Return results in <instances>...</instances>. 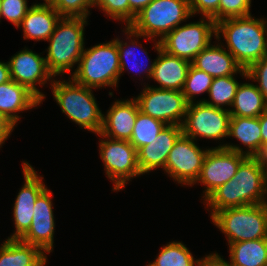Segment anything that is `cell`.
Segmentation results:
<instances>
[{
	"label": "cell",
	"instance_id": "ee69618b",
	"mask_svg": "<svg viewBox=\"0 0 267 266\" xmlns=\"http://www.w3.org/2000/svg\"><path fill=\"white\" fill-rule=\"evenodd\" d=\"M265 162H266V166H267V153L264 156Z\"/></svg>",
	"mask_w": 267,
	"mask_h": 266
},
{
	"label": "cell",
	"instance_id": "7a4b0ae2",
	"mask_svg": "<svg viewBox=\"0 0 267 266\" xmlns=\"http://www.w3.org/2000/svg\"><path fill=\"white\" fill-rule=\"evenodd\" d=\"M266 20L251 15L224 19L216 23V39L220 34L235 61L244 69L267 57Z\"/></svg>",
	"mask_w": 267,
	"mask_h": 266
},
{
	"label": "cell",
	"instance_id": "f1b7e54d",
	"mask_svg": "<svg viewBox=\"0 0 267 266\" xmlns=\"http://www.w3.org/2000/svg\"><path fill=\"white\" fill-rule=\"evenodd\" d=\"M197 261L186 245L180 241H173L162 247L154 262L149 264L152 266H195Z\"/></svg>",
	"mask_w": 267,
	"mask_h": 266
},
{
	"label": "cell",
	"instance_id": "ab89813d",
	"mask_svg": "<svg viewBox=\"0 0 267 266\" xmlns=\"http://www.w3.org/2000/svg\"><path fill=\"white\" fill-rule=\"evenodd\" d=\"M15 125L10 122L4 115L0 114V147L10 136V133L13 131Z\"/></svg>",
	"mask_w": 267,
	"mask_h": 266
},
{
	"label": "cell",
	"instance_id": "484cf974",
	"mask_svg": "<svg viewBox=\"0 0 267 266\" xmlns=\"http://www.w3.org/2000/svg\"><path fill=\"white\" fill-rule=\"evenodd\" d=\"M231 266H267V238L229 244Z\"/></svg>",
	"mask_w": 267,
	"mask_h": 266
},
{
	"label": "cell",
	"instance_id": "836d02e7",
	"mask_svg": "<svg viewBox=\"0 0 267 266\" xmlns=\"http://www.w3.org/2000/svg\"><path fill=\"white\" fill-rule=\"evenodd\" d=\"M31 7L27 6V0H1V18H6L17 28Z\"/></svg>",
	"mask_w": 267,
	"mask_h": 266
},
{
	"label": "cell",
	"instance_id": "9c48e42d",
	"mask_svg": "<svg viewBox=\"0 0 267 266\" xmlns=\"http://www.w3.org/2000/svg\"><path fill=\"white\" fill-rule=\"evenodd\" d=\"M99 144L100 157L104 162L107 177L114 183L113 190L120 191L131 178L142 175L138 166V155L135 147L125 140L105 137L101 133Z\"/></svg>",
	"mask_w": 267,
	"mask_h": 266
},
{
	"label": "cell",
	"instance_id": "4fadbf2b",
	"mask_svg": "<svg viewBox=\"0 0 267 266\" xmlns=\"http://www.w3.org/2000/svg\"><path fill=\"white\" fill-rule=\"evenodd\" d=\"M247 156L226 148H210L206 153L197 183L206 186L204 200L219 186L230 181L236 174L240 163Z\"/></svg>",
	"mask_w": 267,
	"mask_h": 266
},
{
	"label": "cell",
	"instance_id": "52a82bcc",
	"mask_svg": "<svg viewBox=\"0 0 267 266\" xmlns=\"http://www.w3.org/2000/svg\"><path fill=\"white\" fill-rule=\"evenodd\" d=\"M211 220L227 236L228 244L267 238V203L223 209Z\"/></svg>",
	"mask_w": 267,
	"mask_h": 266
},
{
	"label": "cell",
	"instance_id": "f35d334b",
	"mask_svg": "<svg viewBox=\"0 0 267 266\" xmlns=\"http://www.w3.org/2000/svg\"><path fill=\"white\" fill-rule=\"evenodd\" d=\"M129 1V25L134 21L136 15L150 4L153 0H128Z\"/></svg>",
	"mask_w": 267,
	"mask_h": 266
},
{
	"label": "cell",
	"instance_id": "30bf717a",
	"mask_svg": "<svg viewBox=\"0 0 267 266\" xmlns=\"http://www.w3.org/2000/svg\"><path fill=\"white\" fill-rule=\"evenodd\" d=\"M231 114L229 109L213 107L204 102L188 103L181 125L183 135L193 139H216L228 137Z\"/></svg>",
	"mask_w": 267,
	"mask_h": 266
},
{
	"label": "cell",
	"instance_id": "74e56055",
	"mask_svg": "<svg viewBox=\"0 0 267 266\" xmlns=\"http://www.w3.org/2000/svg\"><path fill=\"white\" fill-rule=\"evenodd\" d=\"M196 266H231L230 262L225 261L218 253L209 254L201 260L198 259Z\"/></svg>",
	"mask_w": 267,
	"mask_h": 266
},
{
	"label": "cell",
	"instance_id": "3957f363",
	"mask_svg": "<svg viewBox=\"0 0 267 266\" xmlns=\"http://www.w3.org/2000/svg\"><path fill=\"white\" fill-rule=\"evenodd\" d=\"M190 16L189 0H153L125 27L124 33L129 35L127 39L133 36L152 40L158 36L161 40Z\"/></svg>",
	"mask_w": 267,
	"mask_h": 266
},
{
	"label": "cell",
	"instance_id": "83f0119b",
	"mask_svg": "<svg viewBox=\"0 0 267 266\" xmlns=\"http://www.w3.org/2000/svg\"><path fill=\"white\" fill-rule=\"evenodd\" d=\"M239 85L240 83L235 80L234 75L213 78L208 93L211 98L210 101L204 99L200 102L218 108H223L225 105L231 107Z\"/></svg>",
	"mask_w": 267,
	"mask_h": 266
},
{
	"label": "cell",
	"instance_id": "6da1fadb",
	"mask_svg": "<svg viewBox=\"0 0 267 266\" xmlns=\"http://www.w3.org/2000/svg\"><path fill=\"white\" fill-rule=\"evenodd\" d=\"M267 166L264 157H246L235 176L219 186L204 201L215 212L227 208L267 203Z\"/></svg>",
	"mask_w": 267,
	"mask_h": 266
},
{
	"label": "cell",
	"instance_id": "d6986e66",
	"mask_svg": "<svg viewBox=\"0 0 267 266\" xmlns=\"http://www.w3.org/2000/svg\"><path fill=\"white\" fill-rule=\"evenodd\" d=\"M139 111V105L135 98L115 101L106 116L103 115L100 133L111 139L129 141Z\"/></svg>",
	"mask_w": 267,
	"mask_h": 266
},
{
	"label": "cell",
	"instance_id": "b9f144b4",
	"mask_svg": "<svg viewBox=\"0 0 267 266\" xmlns=\"http://www.w3.org/2000/svg\"><path fill=\"white\" fill-rule=\"evenodd\" d=\"M11 80L10 68L8 62L0 61V84Z\"/></svg>",
	"mask_w": 267,
	"mask_h": 266
},
{
	"label": "cell",
	"instance_id": "d6a6232c",
	"mask_svg": "<svg viewBox=\"0 0 267 266\" xmlns=\"http://www.w3.org/2000/svg\"><path fill=\"white\" fill-rule=\"evenodd\" d=\"M251 0H220L218 22L224 19L250 16Z\"/></svg>",
	"mask_w": 267,
	"mask_h": 266
},
{
	"label": "cell",
	"instance_id": "ac0fdd59",
	"mask_svg": "<svg viewBox=\"0 0 267 266\" xmlns=\"http://www.w3.org/2000/svg\"><path fill=\"white\" fill-rule=\"evenodd\" d=\"M182 134L181 126L166 125L150 144L141 147L137 151L138 166L141 174L148 173L159 167L164 170L168 154Z\"/></svg>",
	"mask_w": 267,
	"mask_h": 266
},
{
	"label": "cell",
	"instance_id": "7bdbcfd3",
	"mask_svg": "<svg viewBox=\"0 0 267 266\" xmlns=\"http://www.w3.org/2000/svg\"><path fill=\"white\" fill-rule=\"evenodd\" d=\"M45 3H42V5H53L56 0H44Z\"/></svg>",
	"mask_w": 267,
	"mask_h": 266
},
{
	"label": "cell",
	"instance_id": "f546056e",
	"mask_svg": "<svg viewBox=\"0 0 267 266\" xmlns=\"http://www.w3.org/2000/svg\"><path fill=\"white\" fill-rule=\"evenodd\" d=\"M213 77L202 70L195 68L192 64L189 67L187 78L182 93L188 103H192L193 98L201 93H209Z\"/></svg>",
	"mask_w": 267,
	"mask_h": 266
},
{
	"label": "cell",
	"instance_id": "e575fe53",
	"mask_svg": "<svg viewBox=\"0 0 267 266\" xmlns=\"http://www.w3.org/2000/svg\"><path fill=\"white\" fill-rule=\"evenodd\" d=\"M97 5L109 17L115 20L125 21L129 27V1L128 0H94Z\"/></svg>",
	"mask_w": 267,
	"mask_h": 266
},
{
	"label": "cell",
	"instance_id": "ba28073f",
	"mask_svg": "<svg viewBox=\"0 0 267 266\" xmlns=\"http://www.w3.org/2000/svg\"><path fill=\"white\" fill-rule=\"evenodd\" d=\"M213 34L216 36L215 21L210 17H204L197 23L176 27L160 42L162 49L167 53L192 62L197 54L211 44Z\"/></svg>",
	"mask_w": 267,
	"mask_h": 266
},
{
	"label": "cell",
	"instance_id": "ffe728a7",
	"mask_svg": "<svg viewBox=\"0 0 267 266\" xmlns=\"http://www.w3.org/2000/svg\"><path fill=\"white\" fill-rule=\"evenodd\" d=\"M191 64L209 74L213 78L222 76H232L236 73L247 79V71L242 68L230 54L219 44L208 45L199 54H197Z\"/></svg>",
	"mask_w": 267,
	"mask_h": 266
},
{
	"label": "cell",
	"instance_id": "f6af8a7d",
	"mask_svg": "<svg viewBox=\"0 0 267 266\" xmlns=\"http://www.w3.org/2000/svg\"><path fill=\"white\" fill-rule=\"evenodd\" d=\"M1 10H2V9H1V0H0V15H1Z\"/></svg>",
	"mask_w": 267,
	"mask_h": 266
},
{
	"label": "cell",
	"instance_id": "8fae6325",
	"mask_svg": "<svg viewBox=\"0 0 267 266\" xmlns=\"http://www.w3.org/2000/svg\"><path fill=\"white\" fill-rule=\"evenodd\" d=\"M135 99L143 114L166 125H182L188 102L181 91L152 88L147 85Z\"/></svg>",
	"mask_w": 267,
	"mask_h": 266
},
{
	"label": "cell",
	"instance_id": "2e32d148",
	"mask_svg": "<svg viewBox=\"0 0 267 266\" xmlns=\"http://www.w3.org/2000/svg\"><path fill=\"white\" fill-rule=\"evenodd\" d=\"M52 192L47 188L38 196L32 223L28 231L20 238L21 241L41 248L45 254L53 250L54 214Z\"/></svg>",
	"mask_w": 267,
	"mask_h": 266
},
{
	"label": "cell",
	"instance_id": "d4e9b609",
	"mask_svg": "<svg viewBox=\"0 0 267 266\" xmlns=\"http://www.w3.org/2000/svg\"><path fill=\"white\" fill-rule=\"evenodd\" d=\"M231 107V116L259 117L267 110V102L256 85L240 83Z\"/></svg>",
	"mask_w": 267,
	"mask_h": 266
},
{
	"label": "cell",
	"instance_id": "d590c367",
	"mask_svg": "<svg viewBox=\"0 0 267 266\" xmlns=\"http://www.w3.org/2000/svg\"><path fill=\"white\" fill-rule=\"evenodd\" d=\"M247 78L259 82L256 85L263 95L264 100L267 102V57L254 62L247 69Z\"/></svg>",
	"mask_w": 267,
	"mask_h": 266
},
{
	"label": "cell",
	"instance_id": "4dcf8cb0",
	"mask_svg": "<svg viewBox=\"0 0 267 266\" xmlns=\"http://www.w3.org/2000/svg\"><path fill=\"white\" fill-rule=\"evenodd\" d=\"M130 41H131L130 44L133 46L131 48H129L131 45L130 44L128 45L127 44L128 42L124 43L122 40L117 38V49H118V53H119V62H120V76H121V73L124 72V70H126V69L128 70L131 67L132 68L135 67L136 70L143 68V71L146 72L147 77L151 78L152 73H153V68H154V61L152 62V64H150V66H148L146 64L147 68H146V70H144V67H146V65H142L143 63H142V61L140 62V60H139L140 58H138V56H135L136 53L134 54V51H135L134 49H136L135 47L138 46L139 48H141L142 45L139 46V44H137L138 41H135V40H130ZM127 47H128V49H126ZM133 56H135V57H133ZM130 60H132L134 62L132 63V61H130ZM128 65H129V67H128ZM136 70H133V71H136ZM140 73H142V72H140Z\"/></svg>",
	"mask_w": 267,
	"mask_h": 266
},
{
	"label": "cell",
	"instance_id": "8d00e7d4",
	"mask_svg": "<svg viewBox=\"0 0 267 266\" xmlns=\"http://www.w3.org/2000/svg\"><path fill=\"white\" fill-rule=\"evenodd\" d=\"M189 4L192 16L200 12L203 17H210L215 23L218 22L220 0H189Z\"/></svg>",
	"mask_w": 267,
	"mask_h": 266
},
{
	"label": "cell",
	"instance_id": "9a60e30c",
	"mask_svg": "<svg viewBox=\"0 0 267 266\" xmlns=\"http://www.w3.org/2000/svg\"><path fill=\"white\" fill-rule=\"evenodd\" d=\"M8 64L11 80L27 87L43 101L45 95L36 88V83L44 85L53 76L47 67L45 57L24 49L12 56Z\"/></svg>",
	"mask_w": 267,
	"mask_h": 266
},
{
	"label": "cell",
	"instance_id": "8992f818",
	"mask_svg": "<svg viewBox=\"0 0 267 266\" xmlns=\"http://www.w3.org/2000/svg\"><path fill=\"white\" fill-rule=\"evenodd\" d=\"M72 80V81H71ZM51 80L53 97L62 112L70 120L88 131L99 134L102 129L103 115L99 109L92 88L76 83Z\"/></svg>",
	"mask_w": 267,
	"mask_h": 266
},
{
	"label": "cell",
	"instance_id": "60d3db41",
	"mask_svg": "<svg viewBox=\"0 0 267 266\" xmlns=\"http://www.w3.org/2000/svg\"><path fill=\"white\" fill-rule=\"evenodd\" d=\"M261 127L262 157L267 153V110L259 116Z\"/></svg>",
	"mask_w": 267,
	"mask_h": 266
},
{
	"label": "cell",
	"instance_id": "1f68e13d",
	"mask_svg": "<svg viewBox=\"0 0 267 266\" xmlns=\"http://www.w3.org/2000/svg\"><path fill=\"white\" fill-rule=\"evenodd\" d=\"M95 6L94 0H56L52 7L61 17L85 18L90 11L88 8Z\"/></svg>",
	"mask_w": 267,
	"mask_h": 266
},
{
	"label": "cell",
	"instance_id": "7402d4cb",
	"mask_svg": "<svg viewBox=\"0 0 267 266\" xmlns=\"http://www.w3.org/2000/svg\"><path fill=\"white\" fill-rule=\"evenodd\" d=\"M41 102L27 87L13 80L0 84V114L14 125L20 119L17 112L37 107Z\"/></svg>",
	"mask_w": 267,
	"mask_h": 266
},
{
	"label": "cell",
	"instance_id": "5b68a950",
	"mask_svg": "<svg viewBox=\"0 0 267 266\" xmlns=\"http://www.w3.org/2000/svg\"><path fill=\"white\" fill-rule=\"evenodd\" d=\"M120 77L117 38L84 49L72 78L87 88L116 87Z\"/></svg>",
	"mask_w": 267,
	"mask_h": 266
},
{
	"label": "cell",
	"instance_id": "7c38bea8",
	"mask_svg": "<svg viewBox=\"0 0 267 266\" xmlns=\"http://www.w3.org/2000/svg\"><path fill=\"white\" fill-rule=\"evenodd\" d=\"M207 152L182 134L169 152L164 170L179 184L192 186L200 176Z\"/></svg>",
	"mask_w": 267,
	"mask_h": 266
},
{
	"label": "cell",
	"instance_id": "5bb4252c",
	"mask_svg": "<svg viewBox=\"0 0 267 266\" xmlns=\"http://www.w3.org/2000/svg\"><path fill=\"white\" fill-rule=\"evenodd\" d=\"M25 183L20 189L13 207L16 231L8 239H20L30 228L34 207L38 196L47 188L42 176H38L34 168L23 161Z\"/></svg>",
	"mask_w": 267,
	"mask_h": 266
},
{
	"label": "cell",
	"instance_id": "cb8c5ba5",
	"mask_svg": "<svg viewBox=\"0 0 267 266\" xmlns=\"http://www.w3.org/2000/svg\"><path fill=\"white\" fill-rule=\"evenodd\" d=\"M45 252L20 239H6L0 247V266H45Z\"/></svg>",
	"mask_w": 267,
	"mask_h": 266
},
{
	"label": "cell",
	"instance_id": "4316f807",
	"mask_svg": "<svg viewBox=\"0 0 267 266\" xmlns=\"http://www.w3.org/2000/svg\"><path fill=\"white\" fill-rule=\"evenodd\" d=\"M165 126L164 122L139 111L129 142L138 151L141 147L150 144Z\"/></svg>",
	"mask_w": 267,
	"mask_h": 266
},
{
	"label": "cell",
	"instance_id": "277c9868",
	"mask_svg": "<svg viewBox=\"0 0 267 266\" xmlns=\"http://www.w3.org/2000/svg\"><path fill=\"white\" fill-rule=\"evenodd\" d=\"M85 18L62 17L47 40L50 42L45 57L53 77L68 73L79 63L84 51Z\"/></svg>",
	"mask_w": 267,
	"mask_h": 266
},
{
	"label": "cell",
	"instance_id": "44dd1931",
	"mask_svg": "<svg viewBox=\"0 0 267 266\" xmlns=\"http://www.w3.org/2000/svg\"><path fill=\"white\" fill-rule=\"evenodd\" d=\"M234 137L248 147L243 151L239 146L223 144L218 148H226L234 152L242 153L248 157H262L261 127L259 117L231 116L228 137Z\"/></svg>",
	"mask_w": 267,
	"mask_h": 266
},
{
	"label": "cell",
	"instance_id": "e0dca14e",
	"mask_svg": "<svg viewBox=\"0 0 267 266\" xmlns=\"http://www.w3.org/2000/svg\"><path fill=\"white\" fill-rule=\"evenodd\" d=\"M156 42L155 49L159 55L154 60L151 79L157 81L160 86L155 88L182 92L191 62L167 53L162 49L160 40Z\"/></svg>",
	"mask_w": 267,
	"mask_h": 266
},
{
	"label": "cell",
	"instance_id": "603a6c76",
	"mask_svg": "<svg viewBox=\"0 0 267 266\" xmlns=\"http://www.w3.org/2000/svg\"><path fill=\"white\" fill-rule=\"evenodd\" d=\"M61 18L52 5L33 4L19 25L23 28L24 40L47 41Z\"/></svg>",
	"mask_w": 267,
	"mask_h": 266
}]
</instances>
